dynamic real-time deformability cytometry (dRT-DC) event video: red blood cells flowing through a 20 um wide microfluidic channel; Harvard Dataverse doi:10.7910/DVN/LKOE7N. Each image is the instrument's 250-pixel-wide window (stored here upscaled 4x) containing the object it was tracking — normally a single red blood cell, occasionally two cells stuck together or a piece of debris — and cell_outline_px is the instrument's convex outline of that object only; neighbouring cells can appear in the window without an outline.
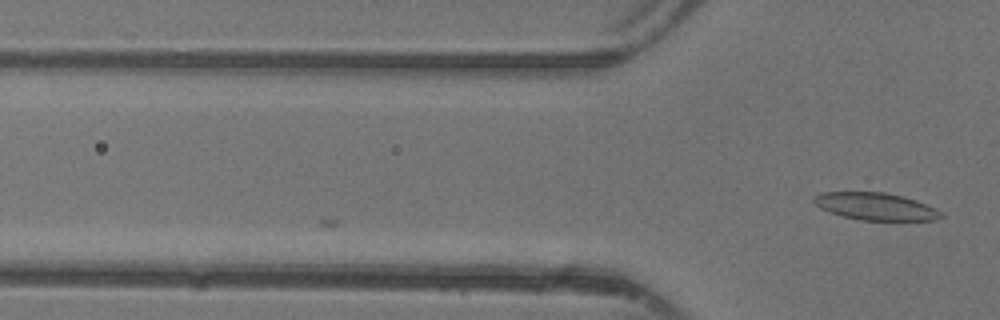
{"species": "common noctule bat (a hibernating species)", "species_latin": "Nyctalus noctula", "temperature_condition": "warm", "stored_images_in_passage": 5, "camera_frame_rate_fps": 3000, "um_per_image_px": 0.085, "animal": {"sex": "female"}, "frame": {"image": 1, "passage_image": 5, "time_ms": 1.333, "image_size_px": [1000, 320], "cell_outline_px": [[944, 216], [936, 220], [860, 220], [844, 216], [820, 208], [812, 200], [812, 196], [820, 192], [884, 192], [904, 196], [916, 200], [940, 212]], "centroid_in_image_um": [74.38, 17.53], "position_along_channel_um": 51.4, "area_um2": 20.06}}